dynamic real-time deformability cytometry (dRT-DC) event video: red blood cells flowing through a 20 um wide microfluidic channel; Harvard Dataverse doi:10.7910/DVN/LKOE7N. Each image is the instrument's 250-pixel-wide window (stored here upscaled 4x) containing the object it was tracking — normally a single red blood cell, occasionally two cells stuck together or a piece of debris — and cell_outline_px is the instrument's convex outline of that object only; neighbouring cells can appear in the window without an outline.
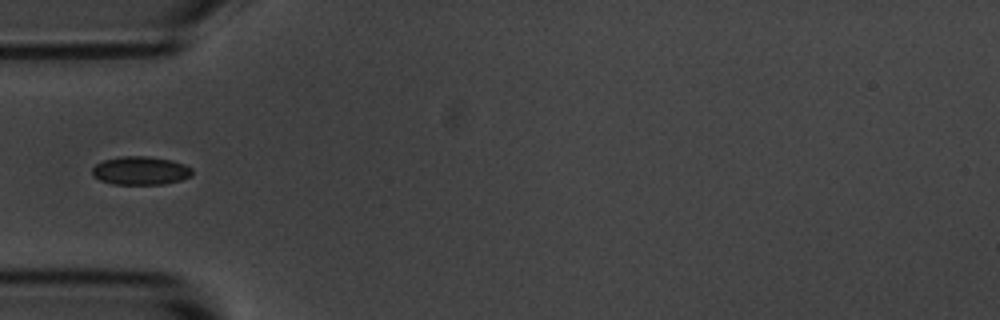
{"species": "common noctule bat (a hibernating species)", "species_latin": "Nyctalus noctula", "temperature_condition": "room temperature", "stored_images_in_passage": 8, "camera_frame_rate_fps": 3000, "um_per_image_px": 0.085, "animal": {"sex": "male", "body_mass_g": 20.1, "forearm_length_mm": 53.5}, "frame": {"image": 1, "passage_image": 6, "time_ms": 5.667, "image_size_px": [1000, 320], "cell_outline_px": [[192, 176], [180, 180], [164, 184], [112, 184], [100, 180], [92, 176], [92, 168], [96, 164], [104, 160], [120, 156], [148, 156], [172, 160], [184, 164], [192, 168]], "centroid_in_image_um": [11.94, 14.5], "position_along_channel_um": 73.1, "area_um2": 16.65}}
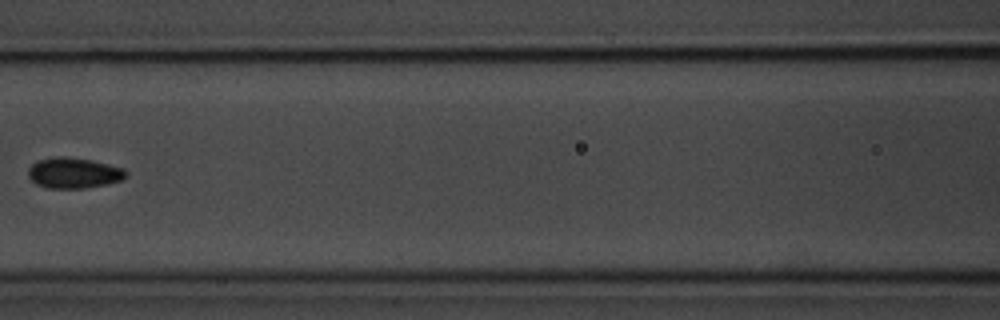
{"frame": {"image": 2, "passage_image": 8, "time_ms": 8.0, "image_size_px": [1000, 320], "cell_outline_px": [[128, 172], [120, 180], [108, 184], [84, 188], [48, 188], [36, 184], [28, 176], [28, 168], [36, 160], [56, 156], [68, 156], [92, 160], [124, 168]], "centroid_in_image_um": [6.24, 14.68], "position_along_channel_um": 160.4, "area_um2": 17.57}}